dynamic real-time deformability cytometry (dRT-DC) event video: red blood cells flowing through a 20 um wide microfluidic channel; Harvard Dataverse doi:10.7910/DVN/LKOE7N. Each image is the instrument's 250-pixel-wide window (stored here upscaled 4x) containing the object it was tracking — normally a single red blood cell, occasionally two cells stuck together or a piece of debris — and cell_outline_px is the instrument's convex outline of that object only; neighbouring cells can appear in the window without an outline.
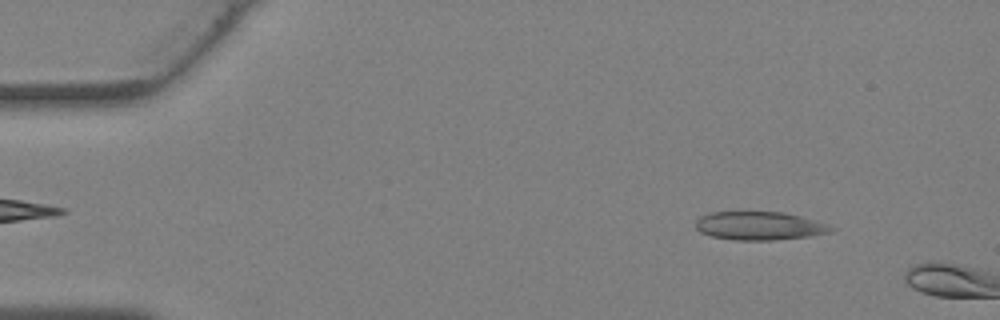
{"species": "Egyptian fruit bat (a non-hibernating species)", "species_latin": "Rousettus aegyptiacus", "temperature_condition": "warm", "stored_images_in_passage": 7, "camera_frame_rate_fps": 3000, "um_per_image_px": 0.085, "animal": {"sex": "female"}, "frame": {"image": 1, "passage_image": 5, "time_ms": 1.333, "image_size_px": [1000, 320], "cell_outline_px": [[836, 228], [832, 232], [808, 236], [772, 240], [736, 240], [712, 236], [700, 232], [696, 228], [696, 220], [700, 216], [712, 212], [784, 212], [800, 216], [828, 224]], "centroid_in_image_um": [64.56, 19.19], "position_along_channel_um": 20.4, "area_um2": 22.31}}